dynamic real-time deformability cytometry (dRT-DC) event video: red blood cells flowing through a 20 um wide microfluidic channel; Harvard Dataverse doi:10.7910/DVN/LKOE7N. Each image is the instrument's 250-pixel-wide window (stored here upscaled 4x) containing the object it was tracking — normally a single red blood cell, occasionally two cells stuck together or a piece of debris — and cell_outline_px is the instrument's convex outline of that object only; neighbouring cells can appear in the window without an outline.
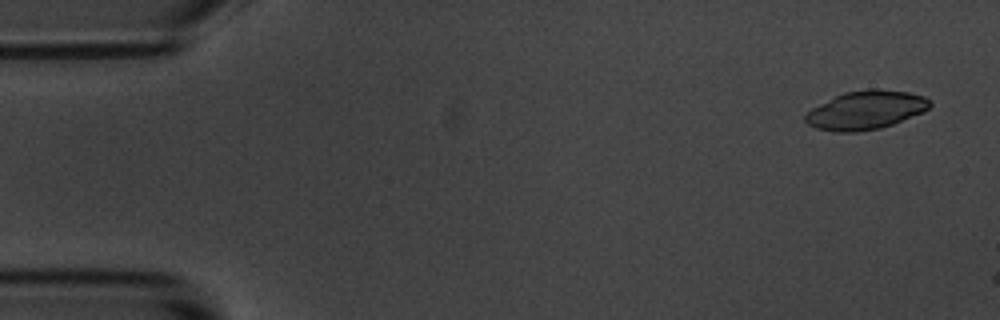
{"species": "common noctule bat (a hibernating species)", "species_latin": "Nyctalus noctula", "temperature_condition": "room temperature", "stored_images_in_passage": 4, "camera_frame_rate_fps": 3000, "um_per_image_px": 0.085, "animal": {"sex": "male", "body_mass_g": 20.1, "forearm_length_mm": 53.5}, "frame": {"image": 1, "passage_image": 1, "time_ms": 0.0, "image_size_px": [1000, 320], "cell_outline_px": [[932, 104], [924, 112], [892, 124], [880, 128], [856, 132], [836, 132], [816, 128], [808, 124], [804, 120], [804, 116], [812, 108], [844, 92], [868, 88], [876, 88], [908, 92], [924, 96], [932, 100]], "centroid_in_image_um": [73.62, 9.35], "position_along_channel_um": 11.4, "area_um2": 28.03}}